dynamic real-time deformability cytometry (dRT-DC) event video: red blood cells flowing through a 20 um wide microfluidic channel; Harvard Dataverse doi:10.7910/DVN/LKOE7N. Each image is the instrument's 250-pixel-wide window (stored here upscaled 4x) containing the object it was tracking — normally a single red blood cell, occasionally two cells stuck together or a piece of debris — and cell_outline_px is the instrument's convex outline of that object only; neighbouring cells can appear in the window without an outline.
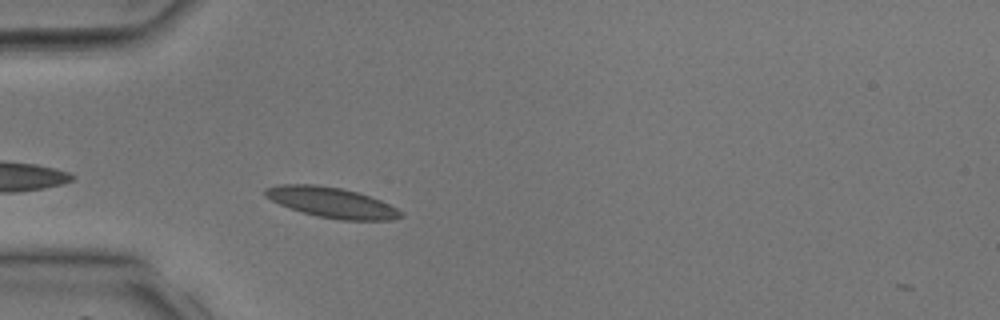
{"species": "common noctule bat (a hibernating species)", "species_latin": "Nyctalus noctula", "temperature_condition": "room temperature", "stored_images_in_passage": 4, "camera_frame_rate_fps": 3000, "um_per_image_px": 0.085, "animal": {"sex": "male", "body_mass_g": 17.9, "forearm_length_mm": 54.2}, "frame": {"image": 1, "passage_image": 3, "time_ms": 0.667, "image_size_px": [1000, 320], "cell_outline_px": [[404, 216], [392, 220], [340, 220], [316, 216], [280, 204], [264, 196], [264, 188], [276, 184], [316, 184], [340, 188], [356, 192], [380, 200], [404, 212]], "centroid_in_image_um": [28.19, 17.21], "position_along_channel_um": 56.8, "area_um2": 23.87}}